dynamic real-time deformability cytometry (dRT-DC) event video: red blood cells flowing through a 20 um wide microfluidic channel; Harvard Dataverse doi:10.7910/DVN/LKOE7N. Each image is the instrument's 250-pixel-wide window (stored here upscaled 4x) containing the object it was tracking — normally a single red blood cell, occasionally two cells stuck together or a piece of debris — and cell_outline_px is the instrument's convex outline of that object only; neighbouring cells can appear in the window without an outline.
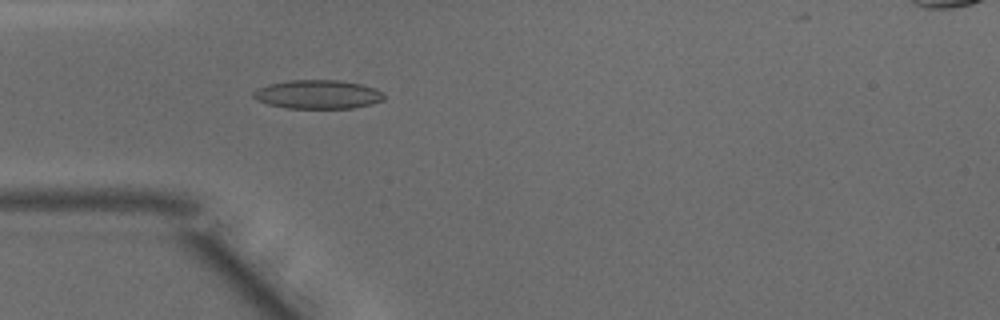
{"species": "common noctule bat (a hibernating species)", "species_latin": "Nyctalus noctula", "temperature_condition": "warm", "stored_images_in_passage": 46, "camera_frame_rate_fps": 3000, "um_per_image_px": 0.085, "animal": {"sex": "male", "body_mass_g": 15.6}, "frame": {"image": 1, "passage_image": 14, "time_ms": 4.333, "image_size_px": [1000, 320], "cell_outline_px": [[384, 100], [372, 104], [352, 108], [288, 108], [268, 104], [252, 96], [252, 92], [256, 88], [268, 84], [292, 80], [340, 80], [360, 84], [372, 88], [380, 92], [384, 96]], "centroid_in_image_um": [26.99, 8.02], "position_along_channel_um": 58.0, "area_um2": 21.73}}
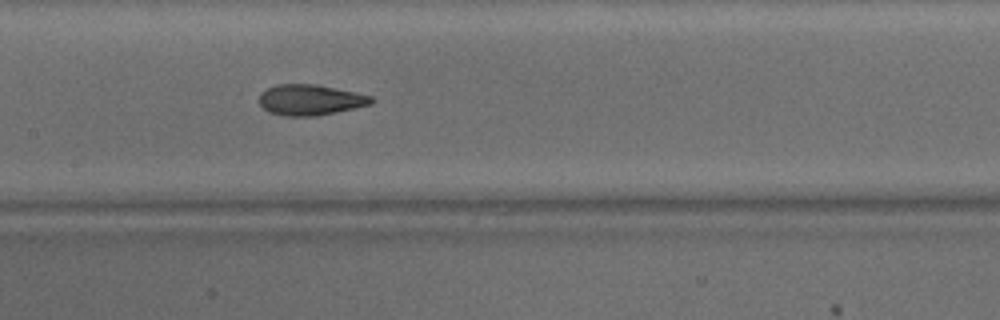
{"frame": {"image": 2, "passage_image": 23, "time_ms": 7.333, "image_size_px": [1000, 320], "cell_outline_px": [[376, 100], [372, 104], [336, 112], [316, 116], [284, 116], [268, 112], [260, 104], [260, 92], [276, 84], [312, 84], [336, 88], [372, 96]], "centroid_in_image_um": [26.38, 8.49], "position_along_channel_um": 181.0, "area_um2": 20.06}}
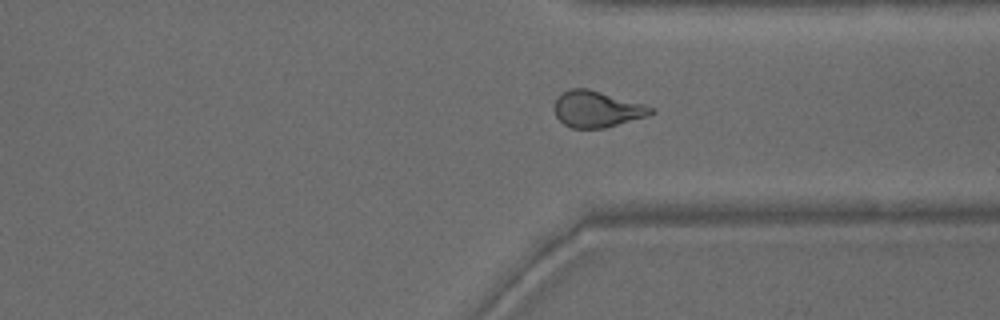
{"frame": {"image": 3, "passage_image": 36, "time_ms": 11.667, "image_size_px": [1000, 320], "cell_outline_px": [[656, 112], [648, 116], [604, 128], [572, 128], [564, 124], [556, 116], [556, 100], [568, 88], [588, 88], [656, 108]], "centroid_in_image_um": [50.78, 9.28], "position_along_channel_um": 360.6, "area_um2": 20.17}, "authors_computed_cell_mechanics": {"area_um2": 20.3456, "velocity_mm_per_s": 4.1536, "shape_relaxation_time_tau1_ms": null, "shape_relaxation_time_tau2_ms": 1.5764, "deformation_change_tau1": null, "deformation_change_tau2": 0.0851}}